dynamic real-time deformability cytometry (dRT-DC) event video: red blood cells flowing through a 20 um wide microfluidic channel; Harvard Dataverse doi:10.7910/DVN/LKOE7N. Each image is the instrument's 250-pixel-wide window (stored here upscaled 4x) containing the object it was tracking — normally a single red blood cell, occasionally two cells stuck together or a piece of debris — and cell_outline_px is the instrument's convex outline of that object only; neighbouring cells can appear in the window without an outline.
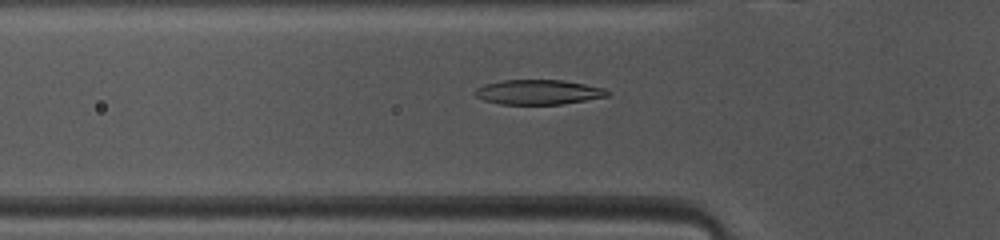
{"species": "common noctule bat (a hibernating species)", "species_latin": "Nyctalus noctula", "temperature_condition": "warm", "stored_images_in_passage": 45, "camera_frame_rate_fps": 3000, "um_per_image_px": 0.085, "animal": {"sex": "female", "body_mass_g": 10.0, "forearm_length_mm": 53.1}, "frame": {"image": 1, "passage_image": 12, "time_ms": 3.667, "image_size_px": [1000, 240], "cell_outline_px": [[608, 96], [564, 104], [500, 104], [484, 100], [476, 96], [472, 92], [476, 88], [484, 84], [504, 80], [564, 80], [604, 88], [608, 92]], "centroid_in_image_um": [45.72, 7.83], "position_along_channel_um": 80.1, "area_um2": 19.07}}
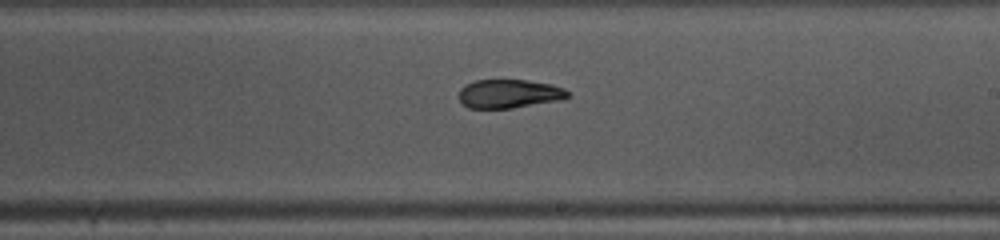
{"frame": {"image": 2, "passage_image": 24, "time_ms": 7.667, "image_size_px": [1000, 240], "cell_outline_px": [[572, 96], [556, 100], [512, 108], [468, 108], [460, 100], [460, 88], [464, 84], [472, 80], [528, 80], [552, 84], [564, 88], [572, 92]], "centroid_in_image_um": [43.29, 7.95], "position_along_channel_um": 245.7, "area_um2": 18.26}}
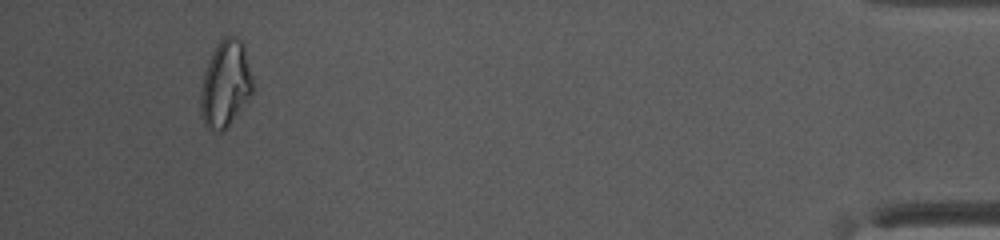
{"frame": {"image": 3, "passage_image": 42, "time_ms": 13.667, "image_size_px": [1000, 240], "cell_outline_px": [[252, 92], [248, 100], [228, 124], [224, 128], [208, 128], [204, 124], [200, 116], [200, 88], [204, 72], [208, 60], [216, 44], [224, 36], [236, 36], [244, 44], [252, 76]], "centroid_in_image_um": [19.14, 7.07], "position_along_channel_um": 416.1, "area_um2": 26.07}, "authors_computed_cell_mechanics": {"area_um2": 19.7676, "velocity_mm_per_s": 4.1115, "shape_relaxation_time_tau1_ms": 9.652, "shape_relaxation_time_tau2_ms": 2.6651, "deformation_change_tau1": 0.2461, "deformation_change_tau2": 0.1053}}